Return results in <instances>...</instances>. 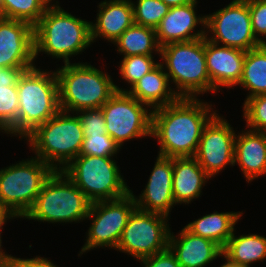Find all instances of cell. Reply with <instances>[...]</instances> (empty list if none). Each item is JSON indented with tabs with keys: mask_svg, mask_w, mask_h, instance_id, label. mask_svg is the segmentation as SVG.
<instances>
[{
	"mask_svg": "<svg viewBox=\"0 0 266 267\" xmlns=\"http://www.w3.org/2000/svg\"><path fill=\"white\" fill-rule=\"evenodd\" d=\"M212 104L198 98L180 97L177 101L153 110L152 138L160 145L163 157H194L201 134L216 114ZM212 110V111H211Z\"/></svg>",
	"mask_w": 266,
	"mask_h": 267,
	"instance_id": "1",
	"label": "cell"
},
{
	"mask_svg": "<svg viewBox=\"0 0 266 267\" xmlns=\"http://www.w3.org/2000/svg\"><path fill=\"white\" fill-rule=\"evenodd\" d=\"M91 22L68 13L63 7L47 8L34 26V58L41 52L63 63L92 44ZM85 49V50H84Z\"/></svg>",
	"mask_w": 266,
	"mask_h": 267,
	"instance_id": "2",
	"label": "cell"
},
{
	"mask_svg": "<svg viewBox=\"0 0 266 267\" xmlns=\"http://www.w3.org/2000/svg\"><path fill=\"white\" fill-rule=\"evenodd\" d=\"M55 73L60 110L66 112L101 108L116 92L111 75L87 62L66 63Z\"/></svg>",
	"mask_w": 266,
	"mask_h": 267,
	"instance_id": "3",
	"label": "cell"
},
{
	"mask_svg": "<svg viewBox=\"0 0 266 267\" xmlns=\"http://www.w3.org/2000/svg\"><path fill=\"white\" fill-rule=\"evenodd\" d=\"M71 114L60 110L25 138L35 157L54 171H62L80 155L83 129L77 114Z\"/></svg>",
	"mask_w": 266,
	"mask_h": 267,
	"instance_id": "4",
	"label": "cell"
},
{
	"mask_svg": "<svg viewBox=\"0 0 266 267\" xmlns=\"http://www.w3.org/2000/svg\"><path fill=\"white\" fill-rule=\"evenodd\" d=\"M41 70L35 66L23 71L17 81L18 138L21 140L60 111L55 70Z\"/></svg>",
	"mask_w": 266,
	"mask_h": 267,
	"instance_id": "5",
	"label": "cell"
},
{
	"mask_svg": "<svg viewBox=\"0 0 266 267\" xmlns=\"http://www.w3.org/2000/svg\"><path fill=\"white\" fill-rule=\"evenodd\" d=\"M162 66L179 97L197 98L211 92L206 68L205 37L160 47Z\"/></svg>",
	"mask_w": 266,
	"mask_h": 267,
	"instance_id": "6",
	"label": "cell"
},
{
	"mask_svg": "<svg viewBox=\"0 0 266 267\" xmlns=\"http://www.w3.org/2000/svg\"><path fill=\"white\" fill-rule=\"evenodd\" d=\"M91 203L63 171H54L23 219L52 224L80 223L86 220Z\"/></svg>",
	"mask_w": 266,
	"mask_h": 267,
	"instance_id": "7",
	"label": "cell"
},
{
	"mask_svg": "<svg viewBox=\"0 0 266 267\" xmlns=\"http://www.w3.org/2000/svg\"><path fill=\"white\" fill-rule=\"evenodd\" d=\"M53 172L47 163L33 156L0 169V204L16 218H24Z\"/></svg>",
	"mask_w": 266,
	"mask_h": 267,
	"instance_id": "8",
	"label": "cell"
},
{
	"mask_svg": "<svg viewBox=\"0 0 266 267\" xmlns=\"http://www.w3.org/2000/svg\"><path fill=\"white\" fill-rule=\"evenodd\" d=\"M62 171L91 202L117 199L131 190L113 157L78 155Z\"/></svg>",
	"mask_w": 266,
	"mask_h": 267,
	"instance_id": "9",
	"label": "cell"
},
{
	"mask_svg": "<svg viewBox=\"0 0 266 267\" xmlns=\"http://www.w3.org/2000/svg\"><path fill=\"white\" fill-rule=\"evenodd\" d=\"M136 208L132 190L117 199L92 202L86 217L92 223L86 232V242L79 256L98 247L115 250L123 229Z\"/></svg>",
	"mask_w": 266,
	"mask_h": 267,
	"instance_id": "10",
	"label": "cell"
},
{
	"mask_svg": "<svg viewBox=\"0 0 266 267\" xmlns=\"http://www.w3.org/2000/svg\"><path fill=\"white\" fill-rule=\"evenodd\" d=\"M101 109L107 134L120 148L126 141L152 136L153 110L128 92L116 91Z\"/></svg>",
	"mask_w": 266,
	"mask_h": 267,
	"instance_id": "11",
	"label": "cell"
},
{
	"mask_svg": "<svg viewBox=\"0 0 266 267\" xmlns=\"http://www.w3.org/2000/svg\"><path fill=\"white\" fill-rule=\"evenodd\" d=\"M170 218L135 209L123 229L115 250L137 260L168 249L171 229Z\"/></svg>",
	"mask_w": 266,
	"mask_h": 267,
	"instance_id": "12",
	"label": "cell"
},
{
	"mask_svg": "<svg viewBox=\"0 0 266 267\" xmlns=\"http://www.w3.org/2000/svg\"><path fill=\"white\" fill-rule=\"evenodd\" d=\"M205 16L207 40L245 52L262 45L253 34L247 2L231 1L224 8Z\"/></svg>",
	"mask_w": 266,
	"mask_h": 267,
	"instance_id": "13",
	"label": "cell"
},
{
	"mask_svg": "<svg viewBox=\"0 0 266 267\" xmlns=\"http://www.w3.org/2000/svg\"><path fill=\"white\" fill-rule=\"evenodd\" d=\"M216 113L204 127L194 158L212 178L227 165H234L236 132Z\"/></svg>",
	"mask_w": 266,
	"mask_h": 267,
	"instance_id": "14",
	"label": "cell"
},
{
	"mask_svg": "<svg viewBox=\"0 0 266 267\" xmlns=\"http://www.w3.org/2000/svg\"><path fill=\"white\" fill-rule=\"evenodd\" d=\"M35 67L34 27L0 17V68Z\"/></svg>",
	"mask_w": 266,
	"mask_h": 267,
	"instance_id": "15",
	"label": "cell"
},
{
	"mask_svg": "<svg viewBox=\"0 0 266 267\" xmlns=\"http://www.w3.org/2000/svg\"><path fill=\"white\" fill-rule=\"evenodd\" d=\"M172 178L173 158L158 155L147 185L138 197L133 194L137 209L169 217L176 205Z\"/></svg>",
	"mask_w": 266,
	"mask_h": 267,
	"instance_id": "16",
	"label": "cell"
},
{
	"mask_svg": "<svg viewBox=\"0 0 266 267\" xmlns=\"http://www.w3.org/2000/svg\"><path fill=\"white\" fill-rule=\"evenodd\" d=\"M197 4L198 1L193 0L183 6L170 7L155 28L160 47L173 42H186L205 37L206 16L200 14L197 16L195 8ZM198 25L201 26V30L194 31Z\"/></svg>",
	"mask_w": 266,
	"mask_h": 267,
	"instance_id": "17",
	"label": "cell"
},
{
	"mask_svg": "<svg viewBox=\"0 0 266 267\" xmlns=\"http://www.w3.org/2000/svg\"><path fill=\"white\" fill-rule=\"evenodd\" d=\"M246 52L215 44L205 38L206 68L214 94L223 87L237 86L243 73Z\"/></svg>",
	"mask_w": 266,
	"mask_h": 267,
	"instance_id": "18",
	"label": "cell"
},
{
	"mask_svg": "<svg viewBox=\"0 0 266 267\" xmlns=\"http://www.w3.org/2000/svg\"><path fill=\"white\" fill-rule=\"evenodd\" d=\"M168 248L181 267H205L218 257L222 248L214 241L197 236L185 227L175 236L170 232Z\"/></svg>",
	"mask_w": 266,
	"mask_h": 267,
	"instance_id": "19",
	"label": "cell"
},
{
	"mask_svg": "<svg viewBox=\"0 0 266 267\" xmlns=\"http://www.w3.org/2000/svg\"><path fill=\"white\" fill-rule=\"evenodd\" d=\"M98 7L96 22H91V38L115 42L120 35L134 24L131 0H104Z\"/></svg>",
	"mask_w": 266,
	"mask_h": 267,
	"instance_id": "20",
	"label": "cell"
},
{
	"mask_svg": "<svg viewBox=\"0 0 266 267\" xmlns=\"http://www.w3.org/2000/svg\"><path fill=\"white\" fill-rule=\"evenodd\" d=\"M235 164H238L248 183L266 175V137L262 131L244 129L236 134Z\"/></svg>",
	"mask_w": 266,
	"mask_h": 267,
	"instance_id": "21",
	"label": "cell"
},
{
	"mask_svg": "<svg viewBox=\"0 0 266 267\" xmlns=\"http://www.w3.org/2000/svg\"><path fill=\"white\" fill-rule=\"evenodd\" d=\"M170 80L164 67L159 63L155 68L139 79L129 90L115 84L116 91L128 92L139 102L152 110L177 101L180 97L170 86Z\"/></svg>",
	"mask_w": 266,
	"mask_h": 267,
	"instance_id": "22",
	"label": "cell"
},
{
	"mask_svg": "<svg viewBox=\"0 0 266 267\" xmlns=\"http://www.w3.org/2000/svg\"><path fill=\"white\" fill-rule=\"evenodd\" d=\"M211 177L194 157L173 158V197L175 204H191L201 197L202 188Z\"/></svg>",
	"mask_w": 266,
	"mask_h": 267,
	"instance_id": "23",
	"label": "cell"
},
{
	"mask_svg": "<svg viewBox=\"0 0 266 267\" xmlns=\"http://www.w3.org/2000/svg\"><path fill=\"white\" fill-rule=\"evenodd\" d=\"M242 215L243 211L221 213L215 211L201 216L184 227L194 235L214 241L223 249Z\"/></svg>",
	"mask_w": 266,
	"mask_h": 267,
	"instance_id": "24",
	"label": "cell"
},
{
	"mask_svg": "<svg viewBox=\"0 0 266 267\" xmlns=\"http://www.w3.org/2000/svg\"><path fill=\"white\" fill-rule=\"evenodd\" d=\"M233 235L222 249V254L231 262L250 267L254 262L266 259V237L258 234Z\"/></svg>",
	"mask_w": 266,
	"mask_h": 267,
	"instance_id": "25",
	"label": "cell"
},
{
	"mask_svg": "<svg viewBox=\"0 0 266 267\" xmlns=\"http://www.w3.org/2000/svg\"><path fill=\"white\" fill-rule=\"evenodd\" d=\"M118 53L127 56L160 55V46L157 42L154 28L133 24L113 42Z\"/></svg>",
	"mask_w": 266,
	"mask_h": 267,
	"instance_id": "26",
	"label": "cell"
},
{
	"mask_svg": "<svg viewBox=\"0 0 266 267\" xmlns=\"http://www.w3.org/2000/svg\"><path fill=\"white\" fill-rule=\"evenodd\" d=\"M238 85L249 91L245 101L250 97L266 94V46L261 45L246 51L243 73Z\"/></svg>",
	"mask_w": 266,
	"mask_h": 267,
	"instance_id": "27",
	"label": "cell"
},
{
	"mask_svg": "<svg viewBox=\"0 0 266 267\" xmlns=\"http://www.w3.org/2000/svg\"><path fill=\"white\" fill-rule=\"evenodd\" d=\"M46 9L40 0H1L0 17L27 22L34 27Z\"/></svg>",
	"mask_w": 266,
	"mask_h": 267,
	"instance_id": "28",
	"label": "cell"
},
{
	"mask_svg": "<svg viewBox=\"0 0 266 267\" xmlns=\"http://www.w3.org/2000/svg\"><path fill=\"white\" fill-rule=\"evenodd\" d=\"M19 99L17 86L0 88V131L18 136Z\"/></svg>",
	"mask_w": 266,
	"mask_h": 267,
	"instance_id": "29",
	"label": "cell"
},
{
	"mask_svg": "<svg viewBox=\"0 0 266 267\" xmlns=\"http://www.w3.org/2000/svg\"><path fill=\"white\" fill-rule=\"evenodd\" d=\"M134 23L141 26L156 28L170 7L161 0H137L132 2Z\"/></svg>",
	"mask_w": 266,
	"mask_h": 267,
	"instance_id": "30",
	"label": "cell"
},
{
	"mask_svg": "<svg viewBox=\"0 0 266 267\" xmlns=\"http://www.w3.org/2000/svg\"><path fill=\"white\" fill-rule=\"evenodd\" d=\"M160 62H155L153 55H135L123 57L119 72L122 80L131 88L145 74L155 68Z\"/></svg>",
	"mask_w": 266,
	"mask_h": 267,
	"instance_id": "31",
	"label": "cell"
},
{
	"mask_svg": "<svg viewBox=\"0 0 266 267\" xmlns=\"http://www.w3.org/2000/svg\"><path fill=\"white\" fill-rule=\"evenodd\" d=\"M242 110L248 129L253 131L266 129V94L248 98L244 101Z\"/></svg>",
	"mask_w": 266,
	"mask_h": 267,
	"instance_id": "32",
	"label": "cell"
},
{
	"mask_svg": "<svg viewBox=\"0 0 266 267\" xmlns=\"http://www.w3.org/2000/svg\"><path fill=\"white\" fill-rule=\"evenodd\" d=\"M119 145L108 134L84 137L80 155L114 157L120 151Z\"/></svg>",
	"mask_w": 266,
	"mask_h": 267,
	"instance_id": "33",
	"label": "cell"
},
{
	"mask_svg": "<svg viewBox=\"0 0 266 267\" xmlns=\"http://www.w3.org/2000/svg\"><path fill=\"white\" fill-rule=\"evenodd\" d=\"M76 114L80 119L84 137L107 134L106 121L101 108L80 110Z\"/></svg>",
	"mask_w": 266,
	"mask_h": 267,
	"instance_id": "34",
	"label": "cell"
},
{
	"mask_svg": "<svg viewBox=\"0 0 266 267\" xmlns=\"http://www.w3.org/2000/svg\"><path fill=\"white\" fill-rule=\"evenodd\" d=\"M247 3L253 34L262 44L266 39V0H249Z\"/></svg>",
	"mask_w": 266,
	"mask_h": 267,
	"instance_id": "35",
	"label": "cell"
},
{
	"mask_svg": "<svg viewBox=\"0 0 266 267\" xmlns=\"http://www.w3.org/2000/svg\"><path fill=\"white\" fill-rule=\"evenodd\" d=\"M143 267H181L175 255L168 248L163 252L139 259Z\"/></svg>",
	"mask_w": 266,
	"mask_h": 267,
	"instance_id": "36",
	"label": "cell"
},
{
	"mask_svg": "<svg viewBox=\"0 0 266 267\" xmlns=\"http://www.w3.org/2000/svg\"><path fill=\"white\" fill-rule=\"evenodd\" d=\"M33 67H4L0 68V88L17 86L19 76Z\"/></svg>",
	"mask_w": 266,
	"mask_h": 267,
	"instance_id": "37",
	"label": "cell"
},
{
	"mask_svg": "<svg viewBox=\"0 0 266 267\" xmlns=\"http://www.w3.org/2000/svg\"><path fill=\"white\" fill-rule=\"evenodd\" d=\"M17 264L18 267H58L53 261L40 256L27 259L17 257Z\"/></svg>",
	"mask_w": 266,
	"mask_h": 267,
	"instance_id": "38",
	"label": "cell"
},
{
	"mask_svg": "<svg viewBox=\"0 0 266 267\" xmlns=\"http://www.w3.org/2000/svg\"><path fill=\"white\" fill-rule=\"evenodd\" d=\"M16 217L10 213L3 205L0 204V229H3V225L9 221V219H15Z\"/></svg>",
	"mask_w": 266,
	"mask_h": 267,
	"instance_id": "39",
	"label": "cell"
},
{
	"mask_svg": "<svg viewBox=\"0 0 266 267\" xmlns=\"http://www.w3.org/2000/svg\"><path fill=\"white\" fill-rule=\"evenodd\" d=\"M161 1L169 7H176V6L186 5L192 2L193 0H161Z\"/></svg>",
	"mask_w": 266,
	"mask_h": 267,
	"instance_id": "40",
	"label": "cell"
},
{
	"mask_svg": "<svg viewBox=\"0 0 266 267\" xmlns=\"http://www.w3.org/2000/svg\"><path fill=\"white\" fill-rule=\"evenodd\" d=\"M2 230L0 229V260H17V257L12 256L11 254H6L4 250H2V240H1Z\"/></svg>",
	"mask_w": 266,
	"mask_h": 267,
	"instance_id": "41",
	"label": "cell"
},
{
	"mask_svg": "<svg viewBox=\"0 0 266 267\" xmlns=\"http://www.w3.org/2000/svg\"><path fill=\"white\" fill-rule=\"evenodd\" d=\"M0 267H18L17 260H0Z\"/></svg>",
	"mask_w": 266,
	"mask_h": 267,
	"instance_id": "42",
	"label": "cell"
},
{
	"mask_svg": "<svg viewBox=\"0 0 266 267\" xmlns=\"http://www.w3.org/2000/svg\"><path fill=\"white\" fill-rule=\"evenodd\" d=\"M40 1L46 8L60 7L58 0L57 1L53 0V2L55 1L56 3L55 2L53 3L52 0H40Z\"/></svg>",
	"mask_w": 266,
	"mask_h": 267,
	"instance_id": "43",
	"label": "cell"
},
{
	"mask_svg": "<svg viewBox=\"0 0 266 267\" xmlns=\"http://www.w3.org/2000/svg\"><path fill=\"white\" fill-rule=\"evenodd\" d=\"M222 257H224L225 259V263L222 264L220 267H245V266H242V265H239V264H236L234 262H231L226 256H224L222 254Z\"/></svg>",
	"mask_w": 266,
	"mask_h": 267,
	"instance_id": "44",
	"label": "cell"
},
{
	"mask_svg": "<svg viewBox=\"0 0 266 267\" xmlns=\"http://www.w3.org/2000/svg\"><path fill=\"white\" fill-rule=\"evenodd\" d=\"M233 1H238V2H247L249 0H233Z\"/></svg>",
	"mask_w": 266,
	"mask_h": 267,
	"instance_id": "45",
	"label": "cell"
},
{
	"mask_svg": "<svg viewBox=\"0 0 266 267\" xmlns=\"http://www.w3.org/2000/svg\"><path fill=\"white\" fill-rule=\"evenodd\" d=\"M262 132L265 134V137H266V129H264Z\"/></svg>",
	"mask_w": 266,
	"mask_h": 267,
	"instance_id": "46",
	"label": "cell"
},
{
	"mask_svg": "<svg viewBox=\"0 0 266 267\" xmlns=\"http://www.w3.org/2000/svg\"><path fill=\"white\" fill-rule=\"evenodd\" d=\"M262 45L266 46V40L262 43Z\"/></svg>",
	"mask_w": 266,
	"mask_h": 267,
	"instance_id": "47",
	"label": "cell"
}]
</instances>
